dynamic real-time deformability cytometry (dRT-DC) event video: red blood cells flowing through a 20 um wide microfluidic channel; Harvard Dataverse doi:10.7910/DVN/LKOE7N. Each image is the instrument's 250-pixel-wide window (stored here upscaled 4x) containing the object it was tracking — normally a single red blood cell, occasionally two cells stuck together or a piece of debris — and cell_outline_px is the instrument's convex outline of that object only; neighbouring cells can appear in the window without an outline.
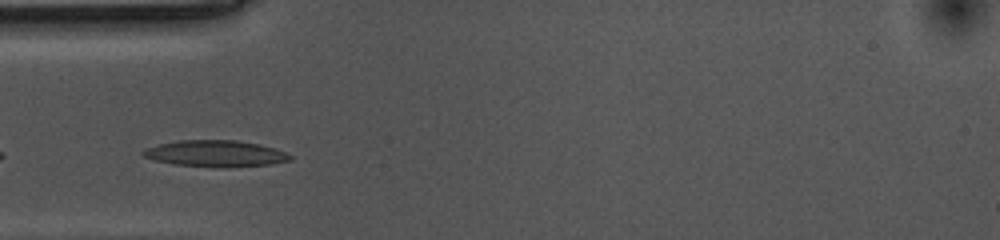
{"species": "common noctule bat (a hibernating species)", "species_latin": "Nyctalus noctula", "temperature_condition": "cold", "stored_images_in_passage": 37, "camera_frame_rate_fps": 3000, "um_per_image_px": 0.085, "animal": {"sex": "female", "body_mass_g": 10.0, "forearm_length_mm": 53.1}, "frame": {"image": 1, "passage_image": 9, "time_ms": 2.667, "image_size_px": [1000, 240], "cell_outline_px": [[292, 160], [272, 164], [228, 168], [176, 164], [156, 160], [144, 156], [140, 152], [148, 148], [160, 144], [176, 140], [236, 140], [260, 144], [276, 148], [292, 156]], "centroid_in_image_um": [18.38, 13.05], "position_along_channel_um": 66.6, "area_um2": 22.6}}
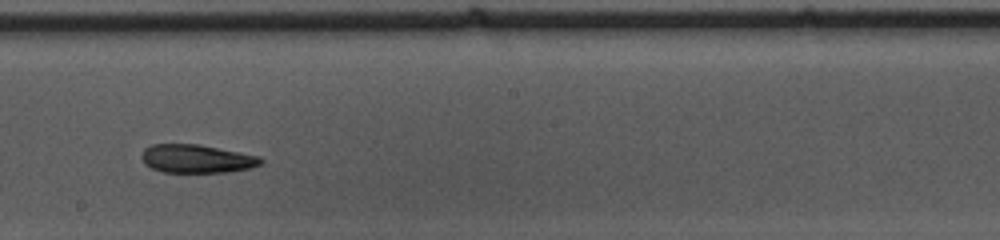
{"frame": {"image": 2, "passage_image": 23, "time_ms": 7.333, "image_size_px": [1000, 240], "cell_outline_px": [[264, 160], [260, 164], [252, 168], [228, 172], [164, 172], [152, 168], [144, 164], [140, 156], [144, 148], [152, 144], [200, 144], [260, 156]], "centroid_in_image_um": [16.72, 13.49], "position_along_channel_um": 231.5, "area_um2": 19.88}}
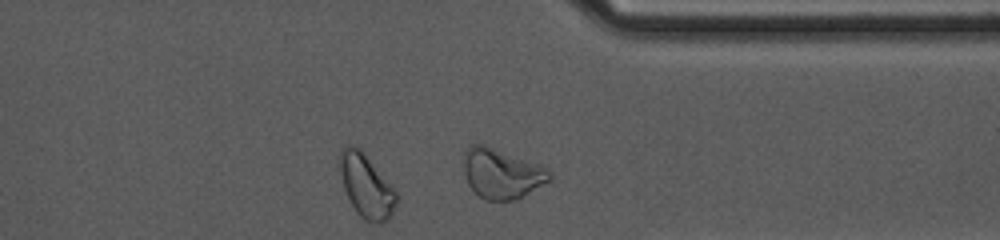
{"frame": {"image": 3, "passage_image": 35, "time_ms": 11.333, "image_size_px": [1000, 240], "cell_outline_px": [[552, 180], [516, 200], [484, 200], [468, 184], [464, 172], [464, 148], [472, 144], [484, 144], [548, 168], [552, 172]], "centroid_in_image_um": [42.65, 14.75], "position_along_channel_um": 368.7, "area_um2": 25.03}, "authors_computed_cell_mechanics": {"area_um2": 20.6346, "velocity_mm_per_s": 3.5225, "shape_relaxation_time_tau1_ms": null, "shape_relaxation_time_tau2_ms": 9.9311, "deformation_change_tau1": null, "deformation_change_tau2": 0.1871}}